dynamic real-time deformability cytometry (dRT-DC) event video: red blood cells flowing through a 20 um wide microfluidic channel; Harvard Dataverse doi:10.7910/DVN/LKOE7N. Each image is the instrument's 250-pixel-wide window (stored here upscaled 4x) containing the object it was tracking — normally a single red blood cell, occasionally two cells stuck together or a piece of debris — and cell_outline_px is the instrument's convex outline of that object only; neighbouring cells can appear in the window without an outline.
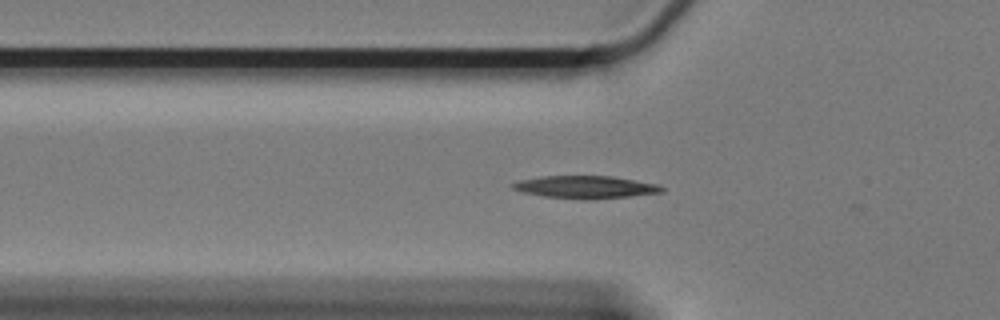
{"species": "Egyptian fruit bat (a non-hibernating species)", "species_latin": "Rousettus aegyptiacus", "temperature_condition": "cold", "stored_images_in_passage": 51, "camera_frame_rate_fps": 3000, "um_per_image_px": 0.085, "animal": {"sex": "female"}, "frame": {"image": 1, "passage_image": 10, "time_ms": 3.0, "image_size_px": [1000, 320], "cell_outline_px": [[664, 192], [628, 196], [588, 200], [584, 200], [544, 196], [524, 192], [512, 188], [512, 184], [520, 180], [544, 176], [612, 176], [656, 184], [664, 188]], "centroid_in_image_um": [49.78, 15.9], "position_along_channel_um": 76.0, "area_um2": 19.36}}
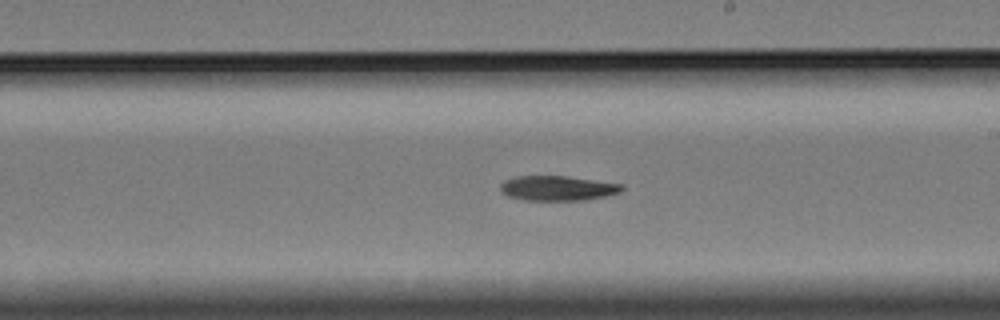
{"frame": {"image": 2, "passage_image": 25, "time_ms": 8.0, "image_size_px": [1000, 320], "cell_outline_px": [[624, 188], [620, 192], [604, 196], [584, 200], [524, 200], [508, 196], [500, 188], [500, 184], [504, 180], [516, 176], [568, 176], [624, 184]], "centroid_in_image_um": [47.41, 15.99], "position_along_channel_um": 241.6, "area_um2": 17.57}}
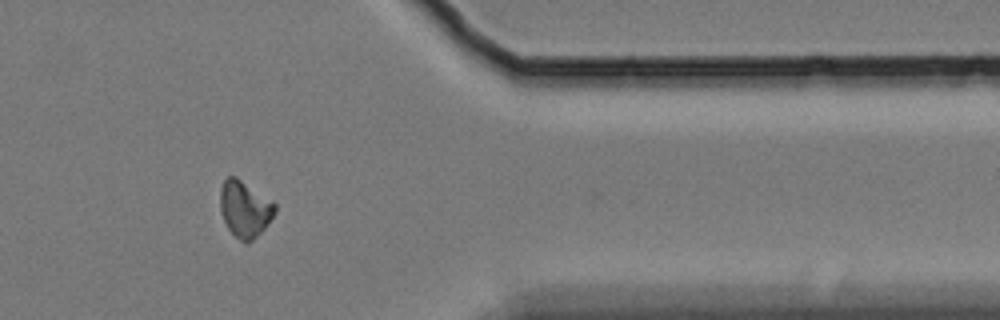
{"frame": {"image": 3, "passage_image": 40, "time_ms": 13.0, "image_size_px": [1000, 320], "cell_outline_px": [[276, 212], [264, 228], [248, 244], [244, 244], [228, 228], [224, 220], [220, 208], [220, 188], [224, 180], [228, 176], [236, 176], [272, 200], [276, 204]], "centroid_in_image_um": [20.81, 17.74], "position_along_channel_um": 390.6, "area_um2": 17.98}, "authors_computed_cell_mechanics": {"area_um2": 17.8602, "velocity_mm_per_s": 3.2949, "shape_relaxation_time_tau1_ms": 11.0058, "shape_relaxation_time_tau2_ms": null, "deformation_change_tau1": 0.2009, "deformation_change_tau2": null}}